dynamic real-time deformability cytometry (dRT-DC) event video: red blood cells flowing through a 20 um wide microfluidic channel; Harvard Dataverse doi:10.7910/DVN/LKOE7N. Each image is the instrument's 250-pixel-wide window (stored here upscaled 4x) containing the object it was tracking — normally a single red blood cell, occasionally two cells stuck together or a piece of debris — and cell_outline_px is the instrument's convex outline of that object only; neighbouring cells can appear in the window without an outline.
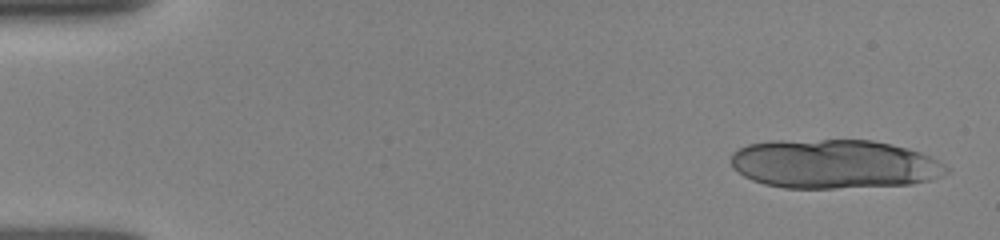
{"species": "human", "species_latin": "Homo sapiens", "temperature_condition": "room temperature", "stored_images_in_passage": 19, "camera_frame_rate_fps": 3000, "um_per_image_px": 0.085, "donor": {"sex": "female"}, "frame": {"image": 1, "passage_image": 1, "time_ms": 0.0, "image_size_px": [1000, 240], "cell_outline_px": [[952, 168], [944, 176], [932, 180], [912, 184], [836, 188], [784, 188], [764, 184], [752, 180], [744, 176], [732, 168], [732, 152], [748, 144], [768, 140], [872, 140], [892, 144], [908, 148], [932, 156]], "centroid_in_image_um": [70.95, 13.94], "position_along_channel_um": 14.1, "area_um2": 62.31}}
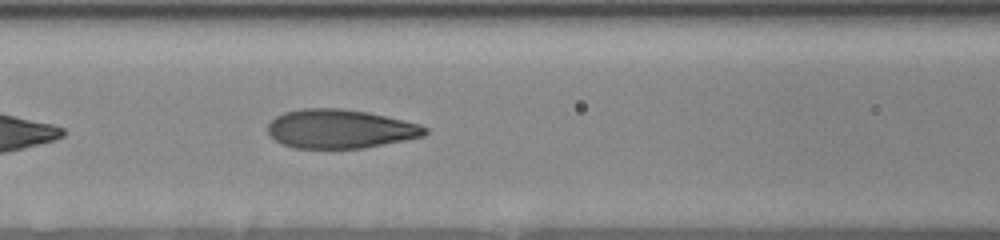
{"frame": {"image": 2, "passage_image": 16, "time_ms": 5.0, "image_size_px": [1000, 240], "cell_outline_px": [[428, 132], [424, 136], [364, 148], [296, 148], [284, 144], [276, 140], [268, 132], [268, 124], [276, 116], [284, 112], [300, 108], [340, 108], [368, 112], [404, 120], [420, 124], [428, 128]], "centroid_in_image_um": [28.93, 10.94], "position_along_channel_um": 137.7, "area_um2": 35.6}}
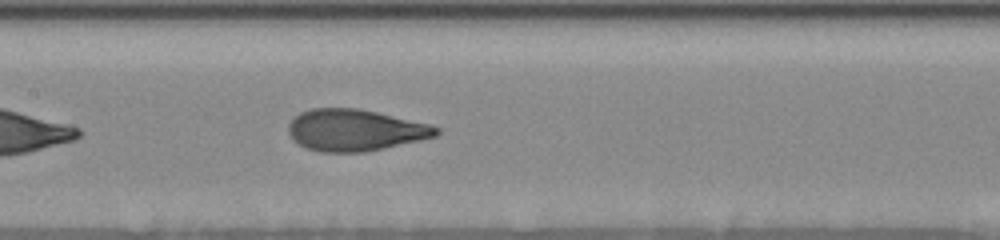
{"frame": {"image": 3, "passage_image": 19, "time_ms": 6.0, "image_size_px": [1000, 240], "cell_outline_px": [[440, 132], [436, 136], [420, 140], [384, 148], [364, 152], [320, 152], [308, 148], [292, 140], [288, 132], [288, 124], [300, 112], [312, 108], [360, 108], [432, 124], [440, 128]], "centroid_in_image_um": [30.2, 11.05], "position_along_channel_um": 177.2, "area_um2": 36.01}}